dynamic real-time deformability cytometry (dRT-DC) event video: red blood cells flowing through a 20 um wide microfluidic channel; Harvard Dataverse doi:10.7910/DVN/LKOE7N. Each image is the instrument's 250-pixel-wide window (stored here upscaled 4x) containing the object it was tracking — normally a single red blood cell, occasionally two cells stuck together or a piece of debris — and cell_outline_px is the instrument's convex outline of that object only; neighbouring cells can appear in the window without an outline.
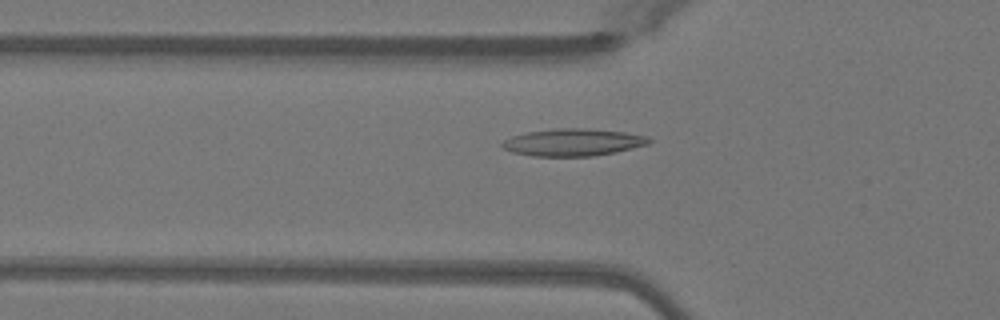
{"species": "Egyptian fruit bat (a non-hibernating species)", "species_latin": "Rousettus aegyptiacus", "temperature_condition": "warm", "stored_images_in_passage": 32, "camera_frame_rate_fps": 3000, "um_per_image_px": 0.085, "animal": {"sex": "female"}, "frame": {"image": 1, "passage_image": 3, "time_ms": 0.667, "image_size_px": [1000, 320], "cell_outline_px": [[652, 140], [648, 144], [616, 152], [592, 156], [532, 156], [512, 152], [504, 148], [500, 144], [504, 140], [512, 136], [524, 132], [552, 128], [580, 128], [624, 132], [648, 136]], "centroid_in_image_um": [48.68, 12.09], "position_along_channel_um": 77.1, "area_um2": 23.35}}
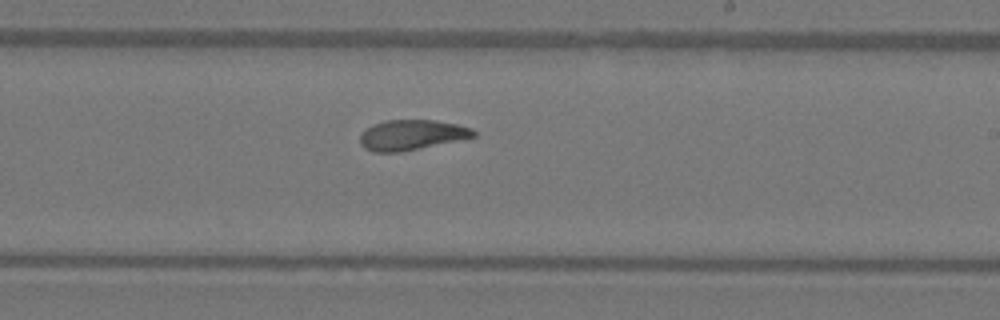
{"frame": {"image": 2, "passage_image": 16, "time_ms": 5.0, "image_size_px": [1000, 320], "cell_outline_px": [[476, 136], [400, 152], [372, 152], [364, 148], [360, 144], [360, 136], [372, 124], [384, 120], [436, 120], [456, 124], [472, 128], [476, 132]], "centroid_in_image_um": [34.96, 11.46], "position_along_channel_um": 254.0, "area_um2": 19.83}}
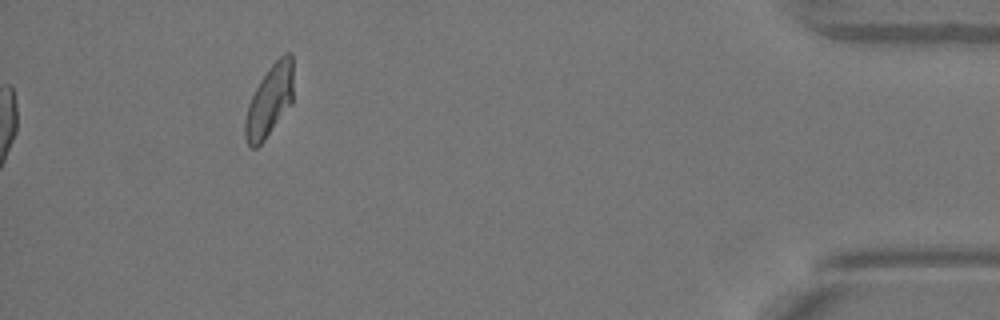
{"frame": {"image": 3, "passage_image": 32, "time_ms": 10.333, "image_size_px": [1000, 320], "cell_outline_px": [[292, 104], [264, 140], [256, 148], [252, 148], [248, 144], [244, 136], [244, 120], [248, 104], [260, 80], [268, 68], [284, 52], [292, 52]], "centroid_in_image_um": [22.9, 8.57], "position_along_channel_um": 412.3, "area_um2": 20.11}, "authors_computed_cell_mechanics": {"area_um2": 20.4901, "velocity_mm_per_s": 4.0761, "shape_relaxation_time_tau1_ms": 8.1111, "shape_relaxation_time_tau2_ms": 2.4882, "deformation_change_tau1": 0.2113, "deformation_change_tau2": 0.086}}